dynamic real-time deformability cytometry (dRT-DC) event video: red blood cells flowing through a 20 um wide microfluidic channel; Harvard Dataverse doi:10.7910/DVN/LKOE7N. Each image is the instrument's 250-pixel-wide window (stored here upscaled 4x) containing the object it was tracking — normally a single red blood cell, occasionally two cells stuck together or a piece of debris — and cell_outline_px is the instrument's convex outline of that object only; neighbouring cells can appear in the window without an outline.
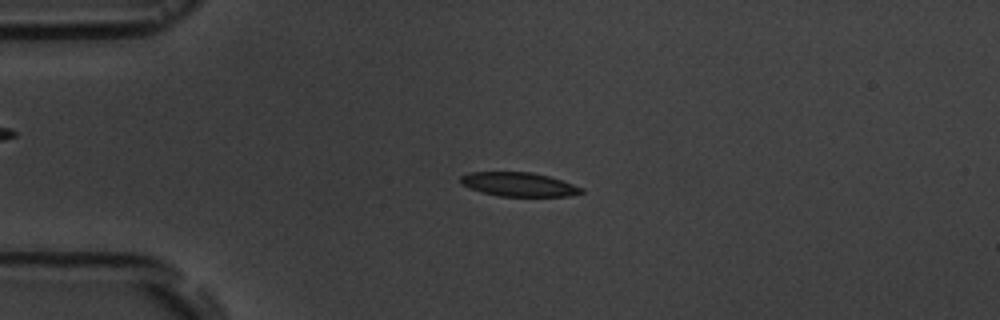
{"species": "common noctule bat (a hibernating species)", "species_latin": "Nyctalus noctula", "temperature_condition": "room temperature", "stored_images_in_passage": 5, "camera_frame_rate_fps": 3000, "um_per_image_px": 0.085, "animal": {"sex": "male", "body_mass_g": 19.5, "forearm_length_mm": 54.6}, "frame": {"image": 1, "passage_image": 3, "time_ms": 2.0, "image_size_px": [1000, 320], "cell_outline_px": [[584, 192], [568, 196], [500, 196], [468, 188], [460, 184], [460, 176], [468, 172], [532, 172], [548, 176], [584, 188]], "centroid_in_image_um": [44.06, 15.67], "position_along_channel_um": 40.9, "area_um2": 16.82}}
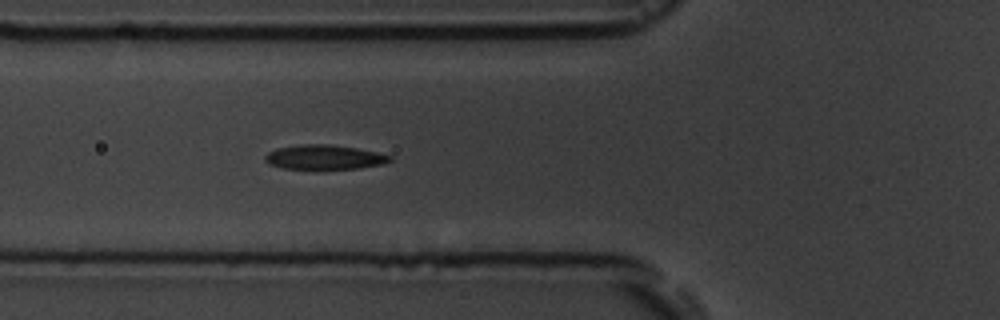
{"frame": {"image": 2, "passage_image": 5, "time_ms": 4.333, "image_size_px": [1000, 320], "cell_outline_px": [[392, 160], [384, 164], [360, 168], [284, 168], [268, 164], [264, 160], [264, 156], [268, 152], [276, 148], [304, 144], [328, 144], [356, 148], [376, 152], [392, 156]], "centroid_in_image_um": [27.56, 13.35], "position_along_channel_um": 98.2, "area_um2": 17.63}}